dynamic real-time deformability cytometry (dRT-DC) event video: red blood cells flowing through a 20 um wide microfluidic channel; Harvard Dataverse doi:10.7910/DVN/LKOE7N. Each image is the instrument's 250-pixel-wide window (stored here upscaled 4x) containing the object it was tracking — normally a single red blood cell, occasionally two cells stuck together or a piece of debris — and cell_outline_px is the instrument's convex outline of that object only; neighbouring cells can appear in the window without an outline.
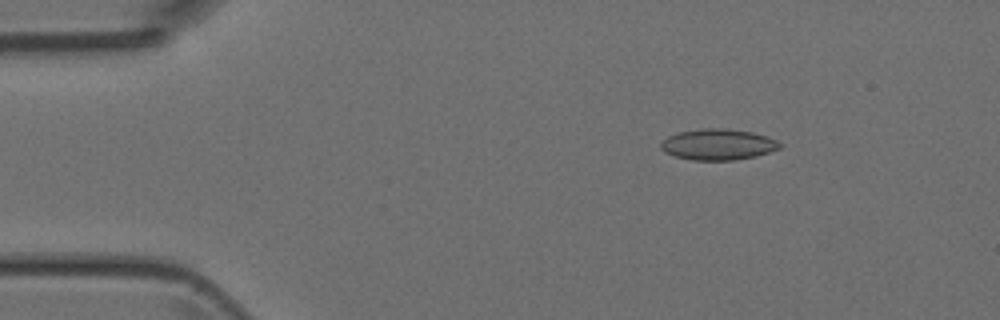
{"species": "Egyptian fruit bat (a non-hibernating species)", "species_latin": "Rousettus aegyptiacus", "temperature_condition": "room temperature", "stored_images_in_passage": 37, "camera_frame_rate_fps": 3000, "um_per_image_px": 0.085, "animal": {"sex": "female"}, "frame": {"image": 1, "passage_image": 1, "time_ms": 0.0, "image_size_px": [1000, 320], "cell_outline_px": [[784, 144], [780, 148], [756, 156], [736, 160], [692, 160], [676, 156], [664, 152], [660, 148], [660, 144], [668, 136], [680, 132], [700, 128], [728, 128], [752, 132], [768, 136]], "centroid_in_image_um": [61.06, 12.27], "position_along_channel_um": 23.9, "area_um2": 21.62}}
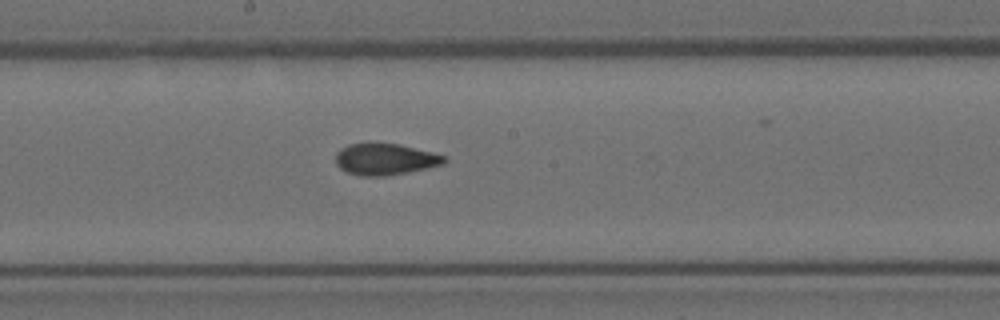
{"frame": {"image": 2, "passage_image": 20, "time_ms": 6.333, "image_size_px": [1000, 320], "cell_outline_px": [[448, 160], [444, 164], [408, 172], [384, 176], [360, 176], [348, 172], [340, 168], [336, 164], [336, 152], [340, 148], [348, 144], [400, 144], [448, 156]], "centroid_in_image_um": [32.76, 13.54], "position_along_channel_um": 215.4, "area_um2": 19.88}}
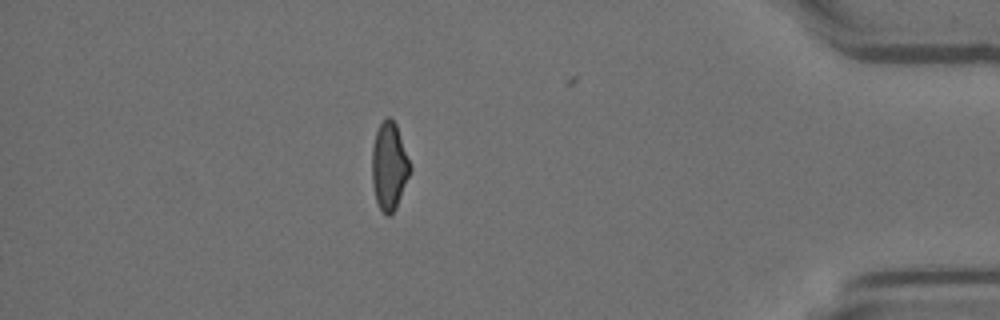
{"frame": {"image": 3, "passage_image": 37, "time_ms": 12.0, "image_size_px": [1000, 320], "cell_outline_px": [[412, 168], [396, 208], [388, 216], [380, 208], [376, 200], [372, 184], [372, 148], [376, 132], [380, 124], [388, 116], [396, 124]], "centroid_in_image_um": [33.08, 14.12], "position_along_channel_um": 402.1, "area_um2": 19.19}}